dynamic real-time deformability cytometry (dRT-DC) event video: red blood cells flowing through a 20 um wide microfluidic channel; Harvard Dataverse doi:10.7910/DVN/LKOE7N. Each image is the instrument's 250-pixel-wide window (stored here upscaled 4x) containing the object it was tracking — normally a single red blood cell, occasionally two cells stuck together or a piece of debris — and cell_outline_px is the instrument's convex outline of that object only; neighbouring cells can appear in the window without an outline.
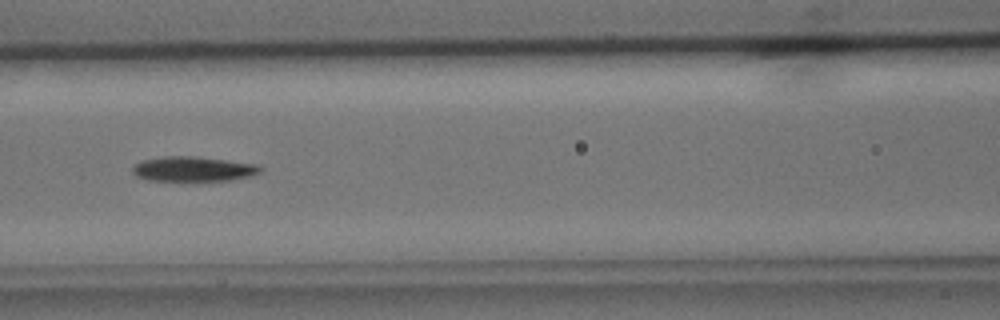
{"species": "common noctule bat (a hibernating species)", "species_latin": "Nyctalus noctula", "temperature_condition": "cold", "stored_images_in_passage": 38, "segment_of_instrument_passage": [1, 2], "camera_frame_rate_fps": 3000, "um_per_image_px": 0.085, "animal": {"sex": "male", "body_mass_g": 15.6}, "frame": {"image": 1, "passage_image": 9, "time_ms": 2.667, "image_size_px": [1000, 320], "cell_outline_px": [[264, 168], [260, 172], [248, 176], [232, 180], [148, 180], [136, 176], [132, 172], [132, 164], [140, 160], [164, 156], [192, 156], [256, 164]], "centroid_in_image_um": [16.36, 14.35], "position_along_channel_um": 150.2, "area_um2": 18.38}}
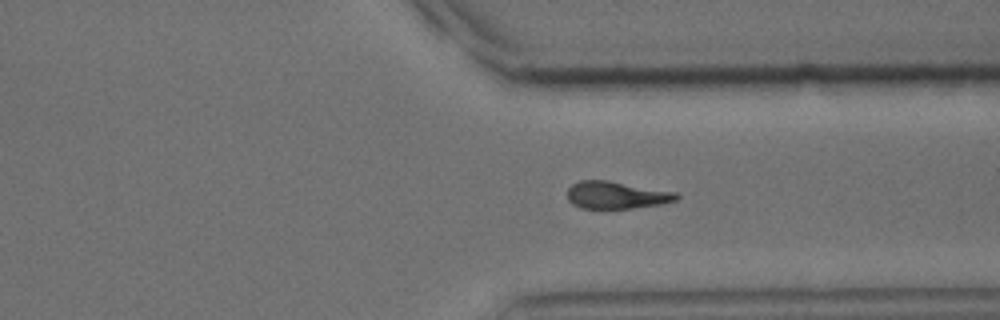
{"frame": {"image": 2, "passage_image": 25, "time_ms": 8.0, "image_size_px": [1000, 320], "cell_outline_px": [[680, 196], [676, 200], [660, 204], [632, 208], [580, 208], [572, 204], [568, 200], [568, 188], [572, 184], [580, 180], [608, 180], [680, 192]], "centroid_in_image_um": [52.42, 16.57], "position_along_channel_um": 359.0, "area_um2": 17.57}}
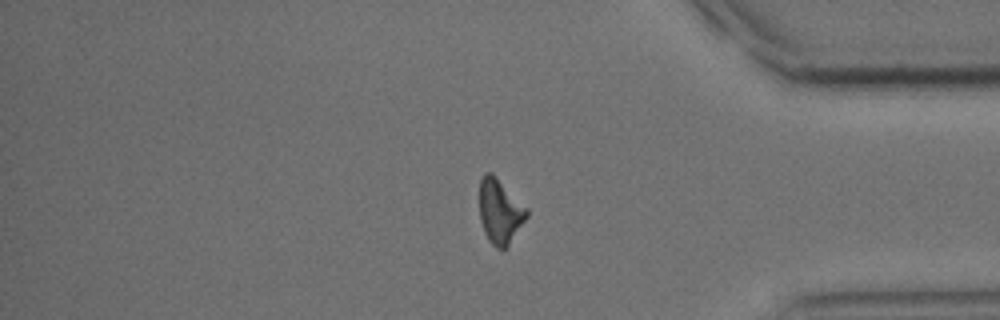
{"frame": {"image": 3, "passage_image": 29, "time_ms": 9.333, "image_size_px": [1000, 320], "cell_outline_px": [[528, 216], [508, 248], [496, 248], [488, 240], [484, 232], [480, 220], [480, 180], [484, 172], [492, 172], [528, 208]], "centroid_in_image_um": [42.51, 17.97], "position_along_channel_um": 392.7, "area_um2": 18.03}}